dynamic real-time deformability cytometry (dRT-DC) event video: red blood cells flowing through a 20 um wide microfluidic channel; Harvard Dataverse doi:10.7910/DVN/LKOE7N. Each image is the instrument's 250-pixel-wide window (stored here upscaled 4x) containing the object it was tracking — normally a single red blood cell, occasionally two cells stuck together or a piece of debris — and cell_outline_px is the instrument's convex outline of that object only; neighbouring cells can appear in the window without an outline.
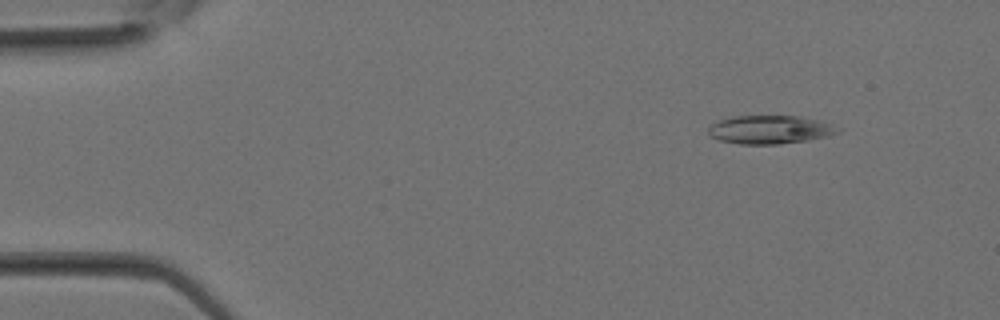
{"species": "Egyptian fruit bat (a non-hibernating species)", "species_latin": "Rousettus aegyptiacus", "temperature_condition": "room temperature", "stored_images_in_passage": 34, "camera_frame_rate_fps": 3000, "um_per_image_px": 0.085, "animal": {"sex": "female"}, "frame": {"image": 1, "passage_image": 4, "time_ms": 1.0, "image_size_px": [1000, 320], "cell_outline_px": [[840, 132], [828, 136], [808, 140], [776, 144], [740, 144], [720, 140], [712, 136], [708, 132], [708, 128], [712, 124], [720, 120], [732, 116], [796, 116], [820, 120], [840, 128]], "centroid_in_image_um": [65.46, 11.01], "position_along_channel_um": 19.5, "area_um2": 21.27}}
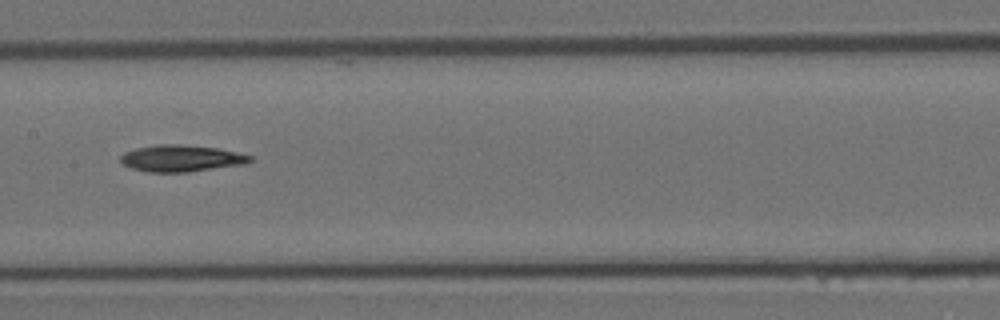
{"frame": {"image": 2, "passage_image": 17, "time_ms": 5.333, "image_size_px": [1000, 320], "cell_outline_px": [[252, 160], [244, 164], [188, 172], [148, 172], [132, 168], [124, 164], [120, 160], [120, 156], [124, 152], [136, 148], [156, 144], [180, 144], [216, 148], [236, 152], [252, 156]], "centroid_in_image_um": [15.38, 13.45], "position_along_channel_um": 192.0, "area_um2": 20.0}}
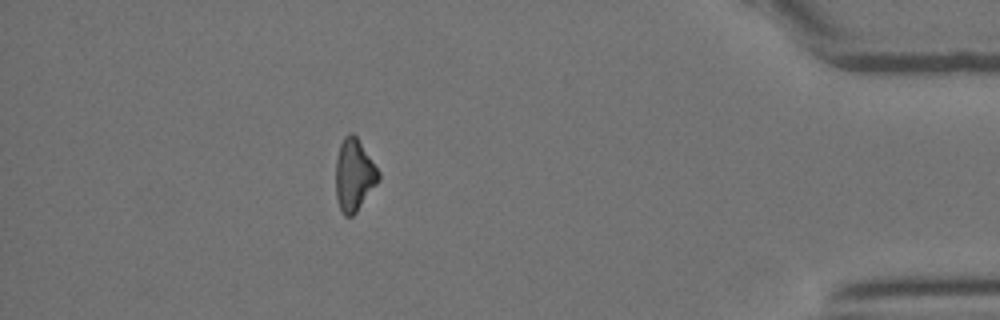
{"frame": {"image": 3, "passage_image": 30, "time_ms": 9.667, "image_size_px": [1000, 320], "cell_outline_px": [[380, 180], [356, 212], [352, 216], [344, 216], [340, 208], [336, 196], [336, 160], [340, 144], [344, 136], [348, 132], [352, 132], [356, 136], [380, 172]], "centroid_in_image_um": [30.1, 14.87], "position_along_channel_um": 405.1, "area_um2": 17.92}}